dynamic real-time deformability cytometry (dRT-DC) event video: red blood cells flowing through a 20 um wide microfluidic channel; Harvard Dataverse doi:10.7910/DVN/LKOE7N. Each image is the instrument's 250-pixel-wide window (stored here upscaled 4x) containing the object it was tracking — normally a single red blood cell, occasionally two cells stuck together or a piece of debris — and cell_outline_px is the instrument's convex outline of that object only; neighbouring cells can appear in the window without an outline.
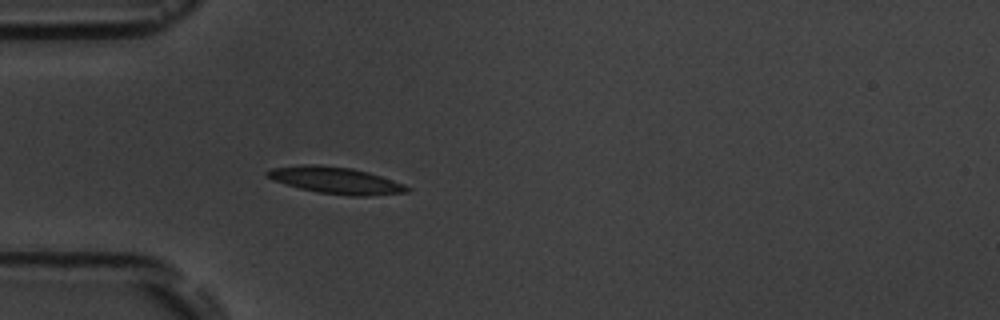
{"species": "common noctule bat (a hibernating species)", "species_latin": "Nyctalus noctula", "temperature_condition": "room temperature", "stored_images_in_passage": 4, "camera_frame_rate_fps": 3000, "um_per_image_px": 0.085, "animal": {"sex": "male", "body_mass_g": 19.5, "forearm_length_mm": 54.6}, "frame": {"image": 1, "passage_image": 4, "time_ms": 3.333, "image_size_px": [1000, 320], "cell_outline_px": [[412, 188], [408, 192], [368, 196], [352, 196], [320, 192], [300, 188], [272, 180], [264, 176], [264, 172], [272, 168], [300, 164], [320, 164], [352, 168], [368, 172], [404, 184]], "centroid_in_image_um": [28.51, 15.32], "position_along_channel_um": 56.5, "area_um2": 21.85}}